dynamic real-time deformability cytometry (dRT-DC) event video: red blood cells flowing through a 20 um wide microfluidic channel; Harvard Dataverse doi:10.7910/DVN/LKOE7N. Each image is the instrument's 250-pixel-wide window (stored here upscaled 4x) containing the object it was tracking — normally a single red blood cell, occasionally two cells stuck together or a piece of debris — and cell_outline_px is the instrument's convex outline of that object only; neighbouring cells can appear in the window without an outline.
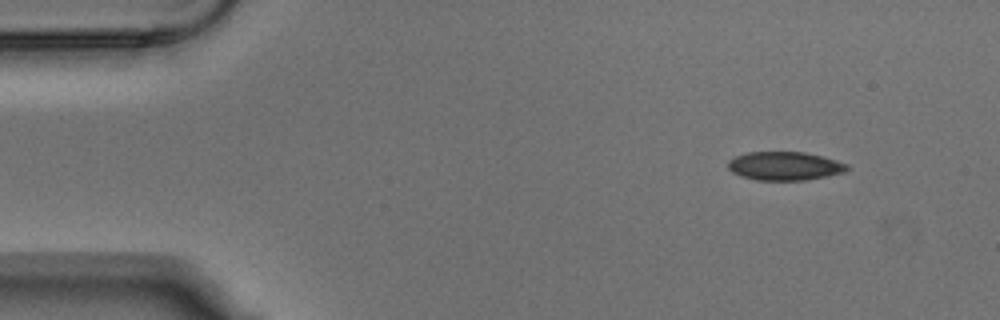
{"species": "Egyptian fruit bat (a non-hibernating species)", "species_latin": "Rousettus aegyptiacus", "temperature_condition": "warm", "stored_images_in_passage": 6, "camera_frame_rate_fps": 3000, "um_per_image_px": 0.085, "animal": {"sex": "male"}, "frame": {"image": 1, "passage_image": 1, "time_ms": 0.0, "image_size_px": [1000, 320], "cell_outline_px": [[848, 168], [844, 172], [828, 176], [804, 180], [756, 180], [740, 176], [732, 172], [728, 168], [728, 160], [736, 156], [748, 152], [804, 152], [836, 160], [848, 164]], "centroid_in_image_um": [66.68, 14.11], "position_along_channel_um": 18.3, "area_um2": 19.77}}
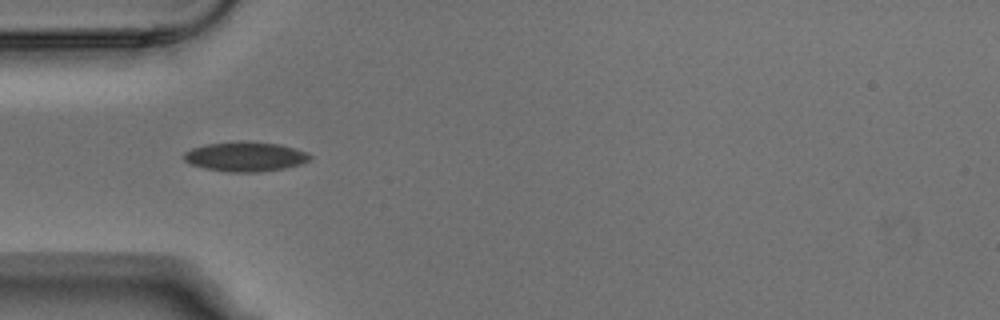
{"frame": {"image": 2, "passage_image": 4, "time_ms": 1.0, "image_size_px": [1000, 320], "cell_outline_px": [[312, 156], [308, 160], [300, 164], [284, 168], [260, 172], [228, 172], [204, 168], [192, 164], [184, 160], [184, 152], [192, 148], [208, 144], [240, 140], [248, 140], [280, 144], [308, 152]], "centroid_in_image_um": [20.86, 13.3], "position_along_channel_um": 64.1, "area_um2": 21.91}}
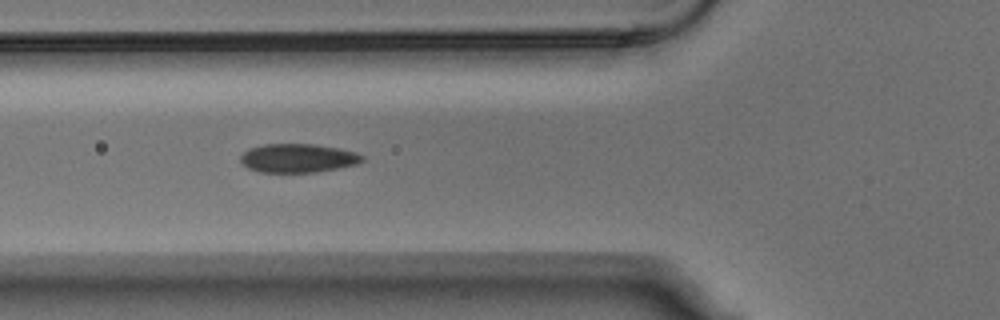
{"frame": {"image": 3, "passage_image": 5, "time_ms": 1.333, "image_size_px": [1000, 320], "cell_outline_px": [[364, 160], [356, 164], [320, 172], [256, 172], [240, 164], [240, 156], [248, 148], [260, 144], [316, 144], [340, 148], [356, 152], [364, 156]], "centroid_in_image_um": [25.29, 13.44], "position_along_channel_um": 100.5, "area_um2": 20.75}}